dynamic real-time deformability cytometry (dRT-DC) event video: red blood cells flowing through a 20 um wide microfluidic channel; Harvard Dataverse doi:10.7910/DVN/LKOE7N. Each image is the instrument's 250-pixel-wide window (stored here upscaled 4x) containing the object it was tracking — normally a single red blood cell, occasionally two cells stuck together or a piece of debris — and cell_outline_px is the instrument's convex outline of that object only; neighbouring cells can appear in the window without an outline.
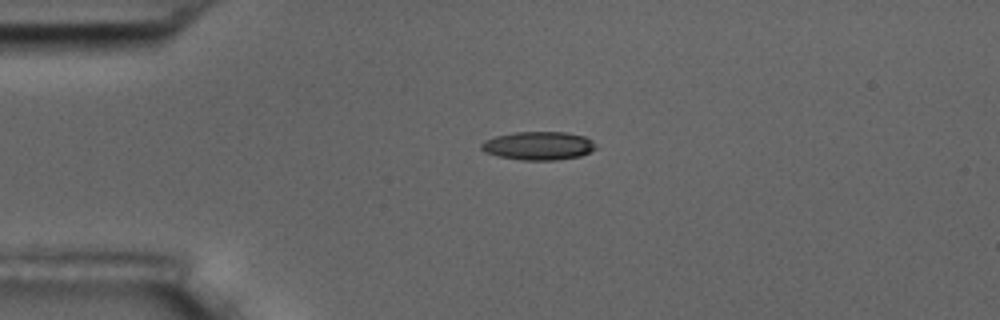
{"species": "common noctule bat (a hibernating species)", "species_latin": "Nyctalus noctula", "temperature_condition": "room temperature", "stored_images_in_passage": 5, "camera_frame_rate_fps": 3000, "um_per_image_px": 0.085, "animal": {"sex": "male", "body_mass_g": 17.5, "forearm_length_mm": 52.3}, "frame": {"image": 1, "passage_image": 3, "time_ms": 2.0, "image_size_px": [1000, 320], "cell_outline_px": [[600, 148], [592, 152], [580, 156], [556, 160], [520, 160], [496, 156], [484, 152], [480, 148], [480, 144], [484, 140], [496, 136], [516, 132], [564, 132], [584, 136], [592, 140]], "centroid_in_image_um": [45.79, 12.4], "position_along_channel_um": 39.2, "area_um2": 19.25}}